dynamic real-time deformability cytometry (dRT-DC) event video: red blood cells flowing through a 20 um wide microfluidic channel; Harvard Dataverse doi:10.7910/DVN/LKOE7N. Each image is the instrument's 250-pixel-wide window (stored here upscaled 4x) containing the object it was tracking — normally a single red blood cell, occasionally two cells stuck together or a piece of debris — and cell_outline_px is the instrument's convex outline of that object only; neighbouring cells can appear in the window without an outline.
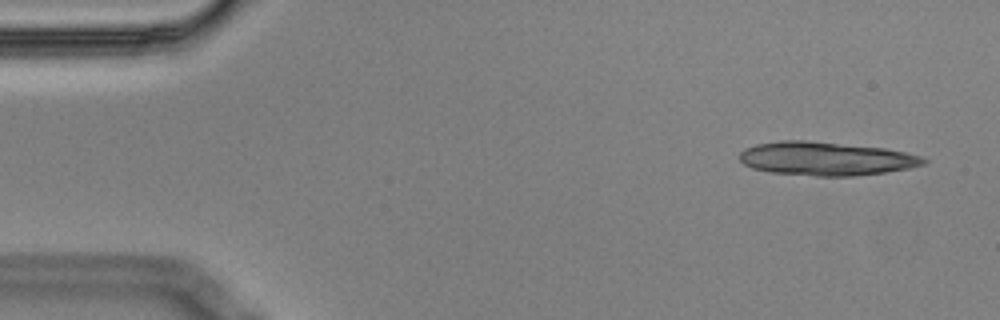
{"species": "Egyptian fruit bat (a non-hibernating species)", "species_latin": "Rousettus aegyptiacus", "temperature_condition": "cold", "stored_images_in_passage": 4, "camera_frame_rate_fps": 3000, "um_per_image_px": 0.085, "animal": {"sex": "male"}, "frame": {"image": 1, "passage_image": 1, "time_ms": 0.0, "image_size_px": [1000, 320], "cell_outline_px": [[928, 160], [924, 164], [908, 168], [884, 172], [856, 176], [816, 176], [772, 172], [752, 168], [744, 164], [740, 160], [740, 152], [744, 148], [756, 144], [780, 140], [804, 140], [884, 148], [904, 152], [920, 156]], "centroid_in_image_um": [70.17, 13.48], "position_along_channel_um": 14.8, "area_um2": 35.84}}